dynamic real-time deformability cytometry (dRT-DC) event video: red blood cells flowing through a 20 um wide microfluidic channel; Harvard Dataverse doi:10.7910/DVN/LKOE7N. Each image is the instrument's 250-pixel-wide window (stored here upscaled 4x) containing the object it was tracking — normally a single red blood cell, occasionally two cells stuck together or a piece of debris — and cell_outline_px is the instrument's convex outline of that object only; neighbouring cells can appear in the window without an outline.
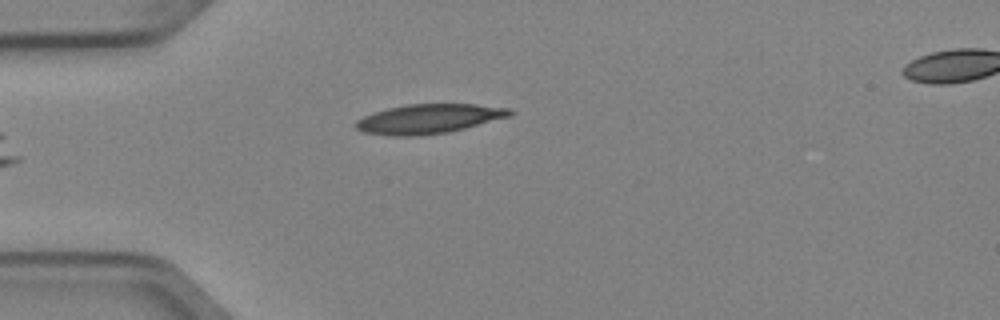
{"species": "Egyptian fruit bat (a non-hibernating species)", "species_latin": "Rousettus aegyptiacus", "temperature_condition": "cold", "stored_images_in_passage": 4, "camera_frame_rate_fps": 3000, "um_per_image_px": 0.085, "animal": {"sex": "female"}, "frame": {"image": 1, "passage_image": 4, "time_ms": 1.0, "image_size_px": [1000, 320], "cell_outline_px": [[516, 112], [512, 116], [448, 132], [420, 136], [392, 136], [364, 132], [356, 128], [352, 124], [356, 120], [372, 112], [388, 108], [408, 104], [476, 104], [512, 108]], "centroid_in_image_um": [36.47, 10.1], "position_along_channel_um": 48.5, "area_um2": 26.7}}